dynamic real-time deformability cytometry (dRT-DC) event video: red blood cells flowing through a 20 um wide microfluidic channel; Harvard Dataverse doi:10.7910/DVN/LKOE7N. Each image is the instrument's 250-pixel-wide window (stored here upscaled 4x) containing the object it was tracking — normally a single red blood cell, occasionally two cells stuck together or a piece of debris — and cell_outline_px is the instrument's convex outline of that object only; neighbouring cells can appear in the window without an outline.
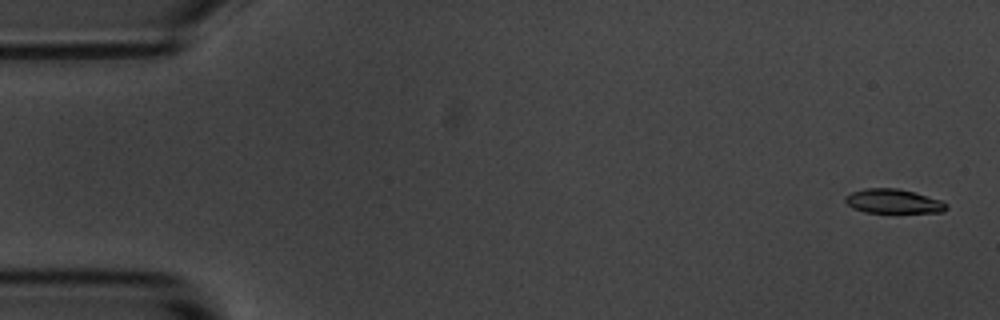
{"species": "common noctule bat (a hibernating species)", "species_latin": "Nyctalus noctula", "temperature_condition": "room temperature", "stored_images_in_passage": 5, "camera_frame_rate_fps": 3000, "um_per_image_px": 0.085, "animal": {"sex": "male", "body_mass_g": 20.1, "forearm_length_mm": 53.5}, "frame": {"image": 1, "passage_image": 1, "time_ms": 0.0, "image_size_px": [1000, 320], "cell_outline_px": [[948, 208], [944, 212], [864, 212], [852, 208], [844, 200], [844, 196], [852, 192], [864, 188], [896, 188], [916, 192], [940, 200], [948, 204]], "centroid_in_image_um": [75.92, 17.1], "position_along_channel_um": 9.1, "area_um2": 14.33}}
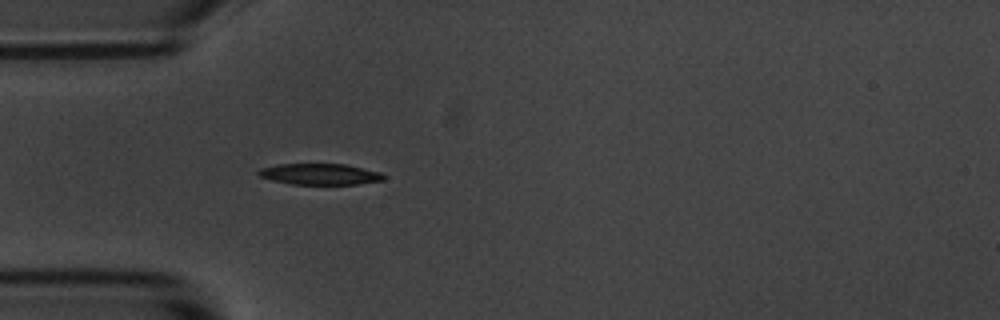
{"frame": {"image": 2, "passage_image": 5, "time_ms": 4.667, "image_size_px": [1000, 320], "cell_outline_px": [[388, 176], [384, 180], [356, 184], [292, 184], [272, 180], [260, 176], [256, 172], [260, 168], [276, 164], [344, 164], [380, 172]], "centroid_in_image_um": [27.2, 14.8], "position_along_channel_um": 57.8, "area_um2": 15.37}}